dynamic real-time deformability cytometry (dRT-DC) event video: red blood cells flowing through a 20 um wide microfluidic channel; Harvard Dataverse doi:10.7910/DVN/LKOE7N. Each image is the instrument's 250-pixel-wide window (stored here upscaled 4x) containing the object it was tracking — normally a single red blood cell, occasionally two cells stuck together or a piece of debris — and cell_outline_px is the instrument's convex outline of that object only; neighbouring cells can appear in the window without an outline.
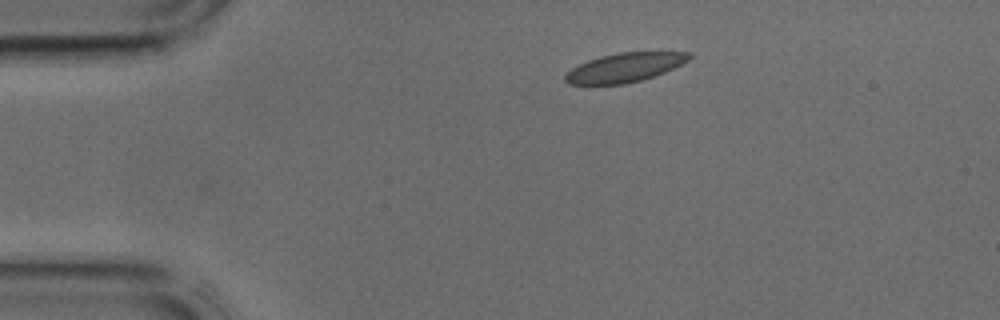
{"species": "common noctule bat (a hibernating species)", "species_latin": "Nyctalus noctula", "temperature_condition": "cold", "stored_images_in_passage": 32, "camera_frame_rate_fps": 3000, "um_per_image_px": 0.085, "animal": {"sex": "male", "body_mass_g": 17.9, "forearm_length_mm": 54.2}, "frame": {"image": 1, "passage_image": 1, "time_ms": 0.0, "image_size_px": [1000, 320], "cell_outline_px": [[692, 56], [688, 60], [664, 72], [640, 80], [624, 84], [568, 84], [564, 80], [564, 76], [572, 68], [588, 60], [600, 56], [620, 52], [692, 52]], "centroid_in_image_um": [53.08, 5.73], "position_along_channel_um": 31.9, "area_um2": 20.69}}
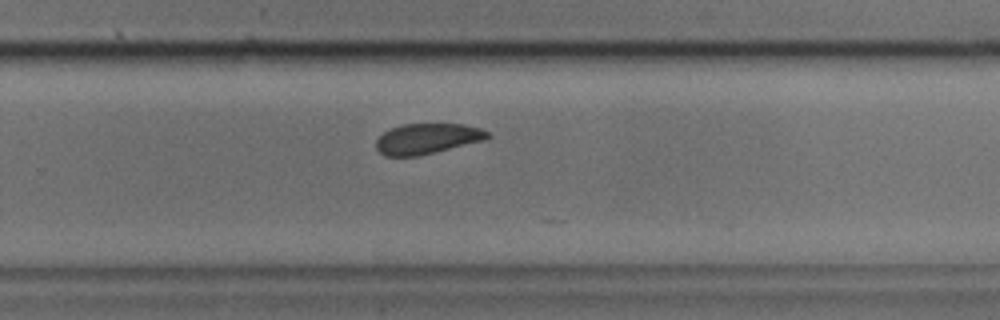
{"frame": {"image": 2, "passage_image": 21, "time_ms": 6.667, "image_size_px": [1000, 320], "cell_outline_px": [[492, 136], [484, 140], [416, 156], [384, 156], [376, 148], [376, 140], [384, 132], [392, 128], [404, 124], [464, 124], [480, 128], [488, 132]], "centroid_in_image_um": [36.31, 11.78], "position_along_channel_um": 293.5, "area_um2": 19.54}}
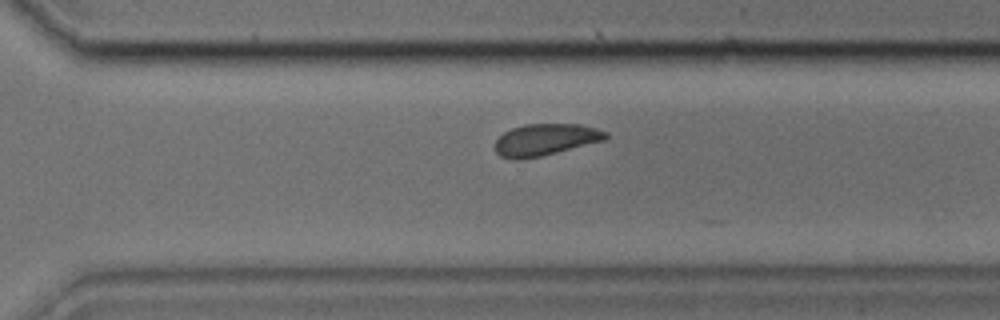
{"frame": {"image": 3, "passage_image": 23, "time_ms": 7.333, "image_size_px": [1000, 320], "cell_outline_px": [[608, 136], [604, 140], [524, 160], [512, 160], [500, 156], [496, 152], [496, 140], [504, 132], [512, 128], [524, 124], [580, 124], [596, 128], [608, 132]], "centroid_in_image_um": [46.34, 11.87], "position_along_channel_um": 324.3, "area_um2": 20.4}}